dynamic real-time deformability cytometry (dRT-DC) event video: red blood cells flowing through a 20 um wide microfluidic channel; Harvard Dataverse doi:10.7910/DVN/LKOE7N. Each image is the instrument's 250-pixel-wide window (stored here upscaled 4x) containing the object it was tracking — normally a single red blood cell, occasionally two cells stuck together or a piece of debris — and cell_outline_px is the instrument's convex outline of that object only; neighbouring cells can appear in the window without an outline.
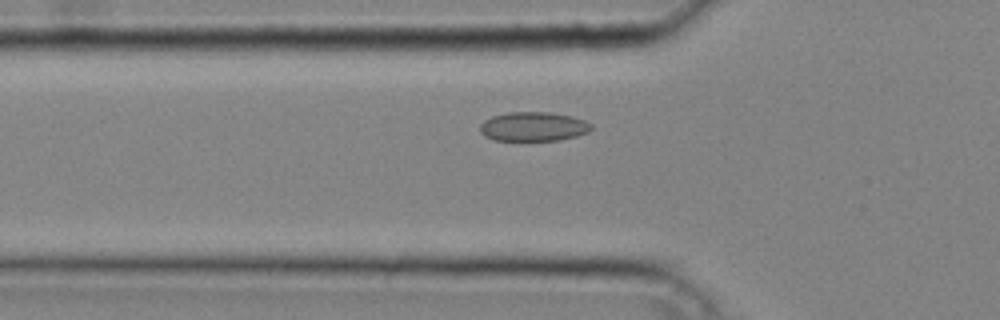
{"species": "common noctule bat (a hibernating species)", "species_latin": "Nyctalus noctula", "temperature_condition": "cold", "stored_images_in_passage": 32, "camera_frame_rate_fps": 3000, "um_per_image_px": 0.085, "animal": {"sex": "male", "body_mass_g": 20.4}, "frame": {"image": 1, "passage_image": 10, "time_ms": 3.0, "image_size_px": [1000, 320], "cell_outline_px": [[592, 128], [588, 132], [576, 136], [560, 140], [492, 140], [484, 136], [480, 132], [480, 124], [484, 120], [492, 116], [508, 112], [548, 112], [572, 116], [584, 120], [592, 124]], "centroid_in_image_um": [45.32, 10.75], "position_along_channel_um": 80.5, "area_um2": 19.02}}
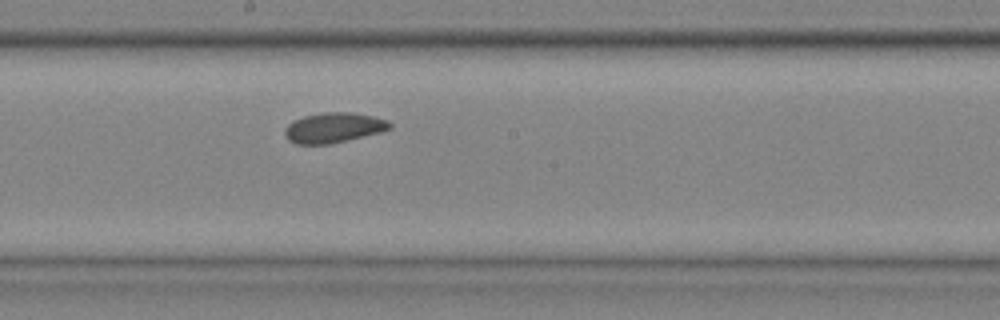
{"frame": {"image": 2, "passage_image": 19, "time_ms": 6.0, "image_size_px": [1000, 320], "cell_outline_px": [[392, 128], [380, 132], [348, 140], [328, 144], [296, 144], [288, 140], [284, 136], [284, 128], [288, 124], [304, 116], [324, 112], [352, 112], [372, 116], [388, 120], [392, 124]], "centroid_in_image_um": [28.35, 10.85], "position_along_channel_um": 219.8, "area_um2": 18.44}}
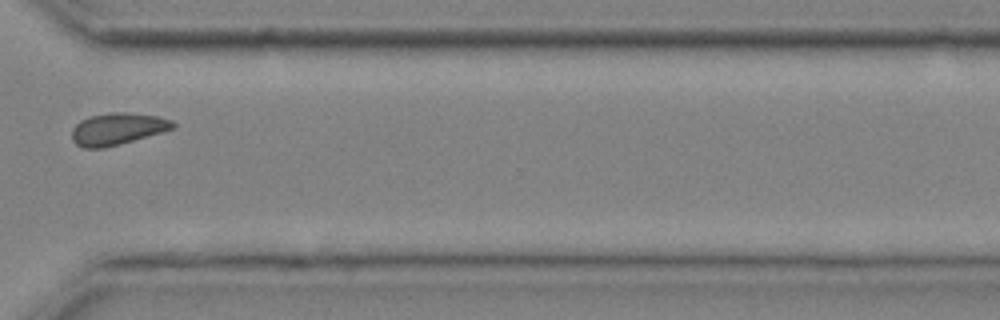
{"frame": {"image": 3, "passage_image": 28, "time_ms": 9.0, "image_size_px": [1000, 320], "cell_outline_px": [[176, 128], [104, 148], [84, 148], [76, 144], [72, 140], [72, 128], [80, 120], [88, 116], [112, 112], [128, 112], [156, 116], [172, 120], [176, 124]], "centroid_in_image_um": [9.97, 10.94], "position_along_channel_um": 360.6, "area_um2": 18.79}}